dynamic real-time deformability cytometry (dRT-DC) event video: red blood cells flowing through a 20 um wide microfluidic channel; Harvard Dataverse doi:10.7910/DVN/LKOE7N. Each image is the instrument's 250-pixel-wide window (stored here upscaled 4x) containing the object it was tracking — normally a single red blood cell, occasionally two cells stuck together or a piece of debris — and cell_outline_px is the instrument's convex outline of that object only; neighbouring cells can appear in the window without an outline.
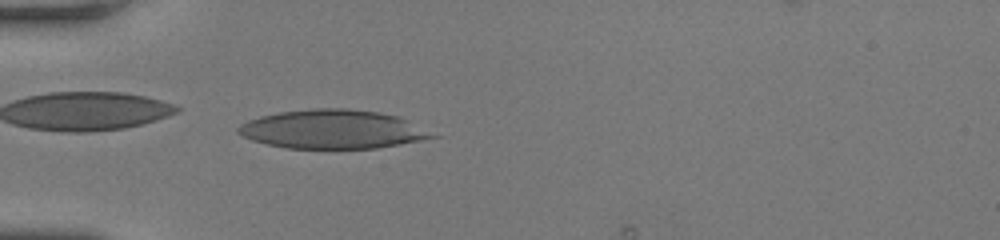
{"species": "human", "species_latin": "Homo sapiens", "temperature_condition": "room temperature", "stored_images_in_passage": 44, "camera_frame_rate_fps": 3000, "um_per_image_px": 0.085, "donor": {"sex": "female"}, "frame": {"image": 1, "passage_image": 7, "time_ms": 2.0, "image_size_px": [1000, 240], "cell_outline_px": [[440, 136], [420, 140], [376, 148], [288, 148], [268, 144], [252, 140], [236, 132], [236, 128], [240, 124], [248, 120], [260, 116], [280, 112], [316, 108], [344, 108], [376, 112], [400, 116]], "centroid_in_image_um": [28.26, 10.98], "position_along_channel_um": 56.7, "area_um2": 43.58}}
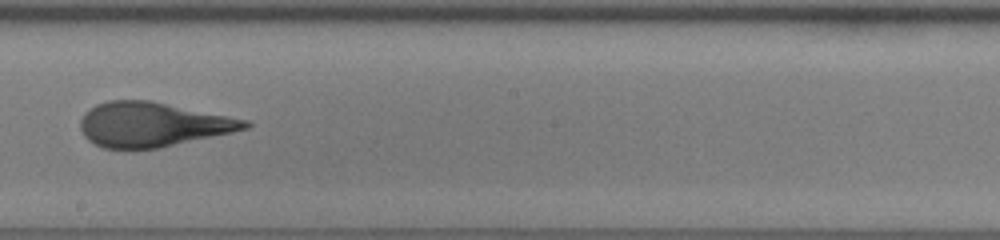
{"frame": {"image": 2, "passage_image": 22, "time_ms": 7.0, "image_size_px": [1000, 240], "cell_outline_px": [[252, 124], [248, 128], [232, 132], [160, 148], [104, 148], [88, 140], [84, 136], [80, 128], [80, 120], [84, 112], [96, 104], [108, 100], [148, 100], [248, 120]], "centroid_in_image_um": [12.93, 10.58], "position_along_channel_um": 235.3, "area_um2": 42.37}}
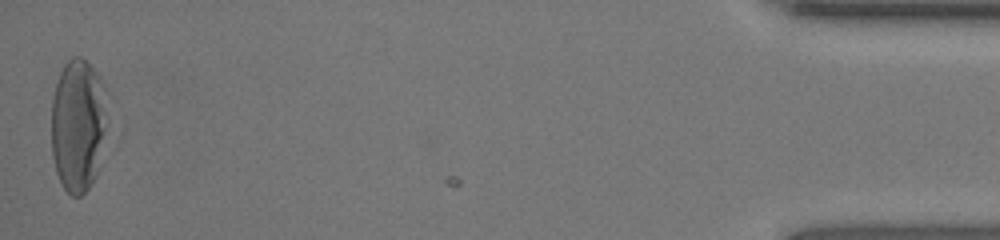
{"frame": {"image": 3, "passage_image": 44, "time_ms": 14.333, "image_size_px": [1000, 240], "cell_outline_px": [[104, 128], [96, 172], [88, 188], [80, 196], [72, 196], [64, 188], [56, 172], [52, 156], [52, 100], [56, 84], [60, 72], [64, 64], [72, 56], [80, 56], [96, 72]], "centroid_in_image_um": [6.51, 10.69], "position_along_channel_um": 428.7, "area_um2": 40.98}, "authors_computed_cell_mechanics": {"area_um2": 42.6853, "velocity_mm_per_s": 3.8216, "shape_relaxation_time_tau1_ms": 8.5966, "shape_relaxation_time_tau2_ms": 0.8601, "deformation_change_tau1": 0.2939, "deformation_change_tau2": 0.0875}}